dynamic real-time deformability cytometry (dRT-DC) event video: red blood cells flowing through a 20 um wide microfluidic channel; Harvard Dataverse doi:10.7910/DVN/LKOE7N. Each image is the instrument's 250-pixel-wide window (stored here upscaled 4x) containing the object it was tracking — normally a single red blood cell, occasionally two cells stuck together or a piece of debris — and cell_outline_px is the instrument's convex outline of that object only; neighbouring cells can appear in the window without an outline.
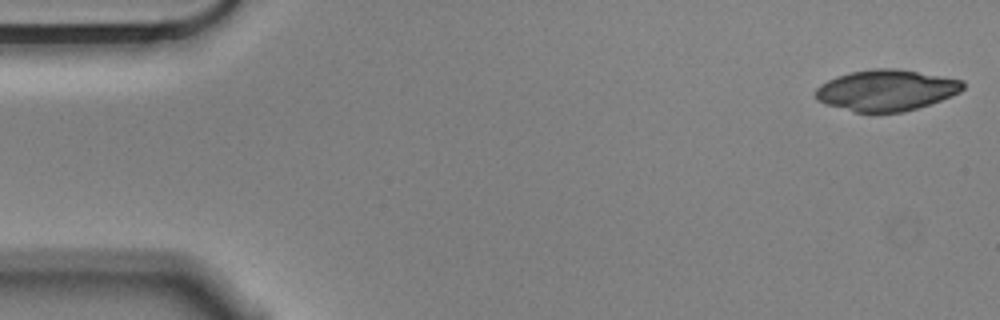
{"species": "Egyptian fruit bat (a non-hibernating species)", "species_latin": "Rousettus aegyptiacus", "temperature_condition": "cold", "stored_images_in_passage": 55, "camera_frame_rate_fps": 3000, "um_per_image_px": 0.085, "animal": {"sex": "male"}, "frame": {"image": 1, "passage_image": 1, "time_ms": 0.0, "image_size_px": [1000, 320], "cell_outline_px": [[964, 88], [960, 92], [952, 96], [904, 112], [856, 112], [824, 104], [816, 100], [816, 88], [820, 84], [836, 76], [848, 72], [872, 68], [896, 68], [964, 80]], "centroid_in_image_um": [75.31, 7.66], "position_along_channel_um": 9.7, "area_um2": 35.37}}